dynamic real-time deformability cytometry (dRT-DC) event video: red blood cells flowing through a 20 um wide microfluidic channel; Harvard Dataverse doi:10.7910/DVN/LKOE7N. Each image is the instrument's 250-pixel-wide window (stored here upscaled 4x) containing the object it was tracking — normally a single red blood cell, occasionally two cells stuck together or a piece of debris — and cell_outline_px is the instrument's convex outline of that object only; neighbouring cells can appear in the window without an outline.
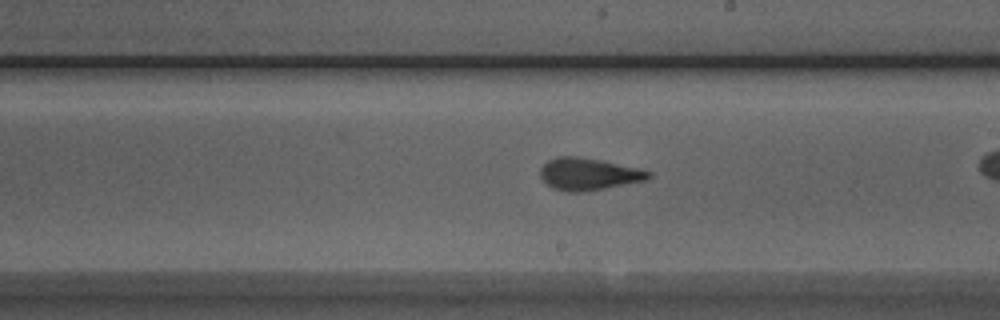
{"species": "Egyptian fruit bat (a non-hibernating species)", "species_latin": "Rousettus aegyptiacus", "temperature_condition": "room temperature", "stored_images_in_passage": 39, "camera_frame_rate_fps": 3000, "um_per_image_px": 0.085, "animal": {"sex": "male"}, "frame": {"image": 1, "passage_image": 28, "time_ms": 9.0, "image_size_px": [1000, 320], "cell_outline_px": [[652, 176], [644, 180], [584, 192], [568, 192], [552, 188], [540, 176], [540, 168], [548, 160], [556, 156], [576, 156], [600, 160], [636, 168], [652, 172]], "centroid_in_image_um": [49.98, 14.79], "position_along_channel_um": 239.0, "area_um2": 20.0}}
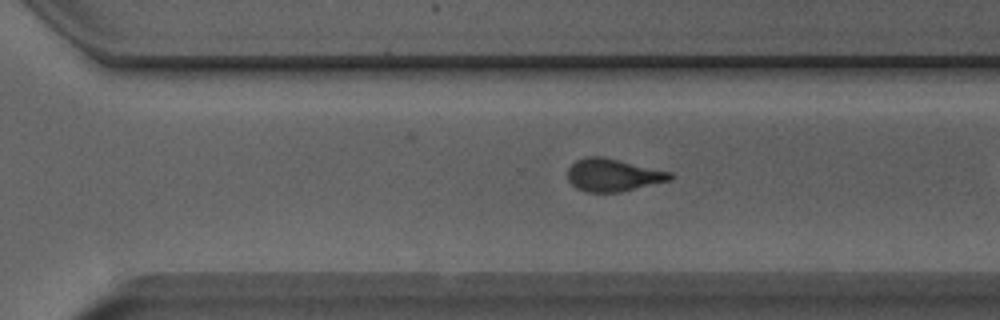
{"frame": {"image": 2, "passage_image": 34, "time_ms": 11.0, "image_size_px": [1000, 320], "cell_outline_px": [[672, 180], [620, 192], [588, 192], [576, 188], [568, 180], [568, 168], [576, 160], [588, 156], [604, 156], [672, 172]], "centroid_in_image_um": [52.12, 14.87], "position_along_channel_um": 318.5, "area_um2": 19.59}}